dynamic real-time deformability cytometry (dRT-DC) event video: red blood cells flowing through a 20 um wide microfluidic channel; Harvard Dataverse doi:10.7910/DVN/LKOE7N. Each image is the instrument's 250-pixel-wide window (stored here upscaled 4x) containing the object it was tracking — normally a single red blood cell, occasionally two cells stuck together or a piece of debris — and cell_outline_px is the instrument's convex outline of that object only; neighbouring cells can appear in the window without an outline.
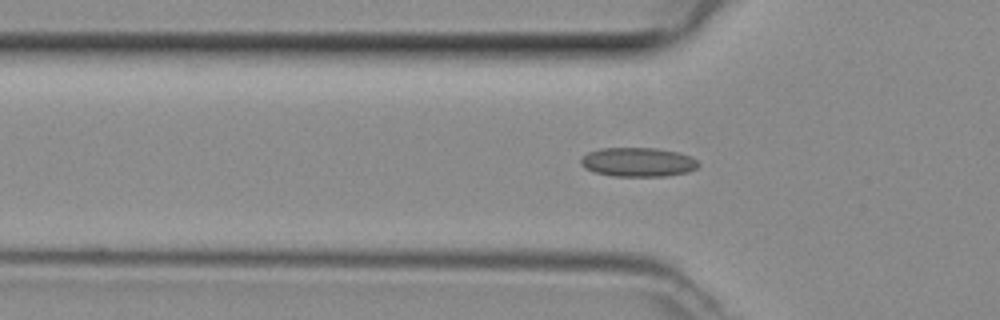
{"species": "common noctule bat (a hibernating species)", "species_latin": "Nyctalus noctula", "temperature_condition": "room temperature", "stored_images_in_passage": 45, "camera_frame_rate_fps": 3000, "um_per_image_px": 0.085, "animal": {"sex": "female", "body_mass_g": 29.2, "forearm_length_mm": 56.3}, "frame": {"image": 1, "passage_image": 16, "time_ms": 5.0, "image_size_px": [1000, 320], "cell_outline_px": [[700, 164], [696, 168], [688, 172], [664, 176], [612, 176], [596, 172], [584, 168], [580, 164], [580, 156], [588, 152], [600, 148], [656, 148], [680, 152], [692, 156]], "centroid_in_image_um": [54.22, 13.77], "position_along_channel_um": 71.6, "area_um2": 20.17}}
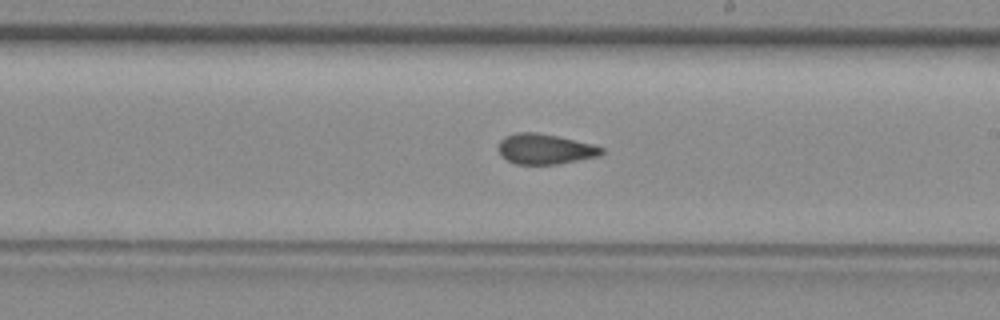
{"frame": {"image": 2, "passage_image": 28, "time_ms": 9.0, "image_size_px": [1000, 320], "cell_outline_px": [[604, 152], [600, 156], [556, 164], [516, 164], [500, 156], [496, 148], [500, 140], [504, 136], [516, 132], [536, 132], [556, 136], [592, 144], [604, 148]], "centroid_in_image_um": [46.28, 12.66], "position_along_channel_um": 242.7, "area_um2": 18.32}}
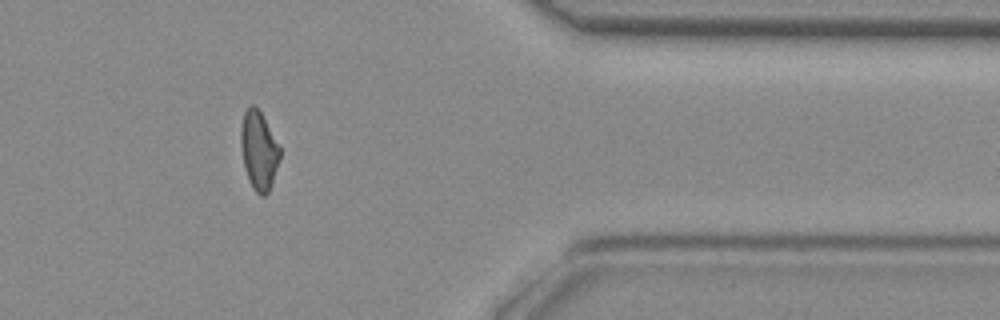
{"frame": {"image": 3, "passage_image": 40, "time_ms": 13.0, "image_size_px": [1000, 320], "cell_outline_px": [[280, 156], [272, 184], [268, 192], [264, 196], [260, 196], [252, 188], [244, 164], [240, 144], [240, 128], [244, 112], [248, 104], [252, 104], [260, 112], [280, 144]], "centroid_in_image_um": [22.0, 12.77], "position_along_channel_um": 389.4, "area_um2": 17.92}}